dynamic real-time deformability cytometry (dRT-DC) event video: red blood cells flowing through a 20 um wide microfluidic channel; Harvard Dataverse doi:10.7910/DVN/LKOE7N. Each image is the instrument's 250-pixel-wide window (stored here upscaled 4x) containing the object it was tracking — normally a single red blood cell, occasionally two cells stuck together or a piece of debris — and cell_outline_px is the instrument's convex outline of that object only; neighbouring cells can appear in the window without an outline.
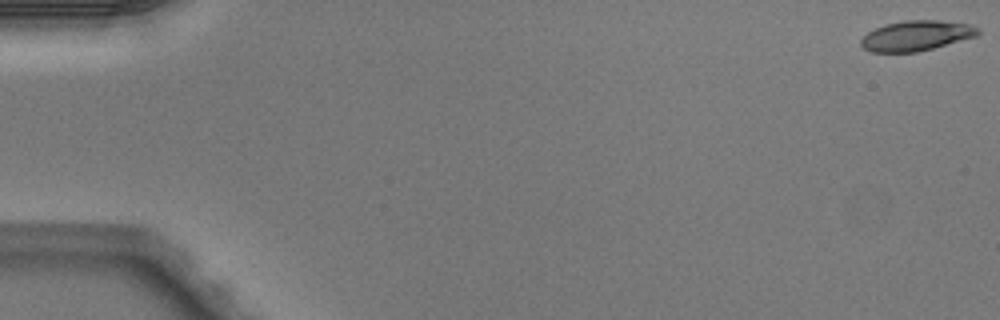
{"species": "Egyptian fruit bat (a non-hibernating species)", "species_latin": "Rousettus aegyptiacus", "temperature_condition": "warm", "stored_images_in_passage": 5, "camera_frame_rate_fps": 3000, "um_per_image_px": 0.085, "animal": {"sex": "male"}, "frame": {"image": 1, "passage_image": 1, "time_ms": 0.0, "image_size_px": [1000, 320], "cell_outline_px": [[980, 32], [976, 36], [932, 48], [916, 52], [872, 52], [864, 48], [860, 44], [860, 40], [868, 32], [884, 24], [904, 20], [940, 20], [972, 24], [980, 28]], "centroid_in_image_um": [77.9, 3.02], "position_along_channel_um": 7.1, "area_um2": 20.58}}
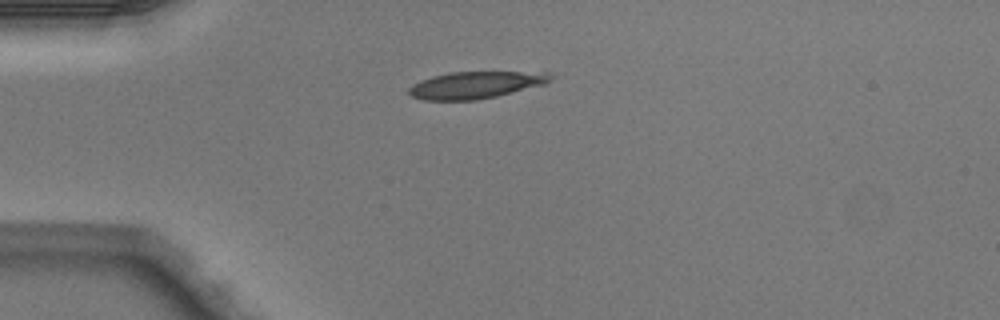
{"frame": {"image": 2, "passage_image": 4, "time_ms": 1.0, "image_size_px": [1000, 320], "cell_outline_px": [[552, 76], [548, 84], [496, 96], [476, 100], [424, 100], [412, 96], [408, 92], [408, 88], [412, 84], [420, 80], [432, 76], [448, 72], [548, 72]], "centroid_in_image_um": [40.43, 7.22], "position_along_channel_um": 44.6, "area_um2": 22.37}}